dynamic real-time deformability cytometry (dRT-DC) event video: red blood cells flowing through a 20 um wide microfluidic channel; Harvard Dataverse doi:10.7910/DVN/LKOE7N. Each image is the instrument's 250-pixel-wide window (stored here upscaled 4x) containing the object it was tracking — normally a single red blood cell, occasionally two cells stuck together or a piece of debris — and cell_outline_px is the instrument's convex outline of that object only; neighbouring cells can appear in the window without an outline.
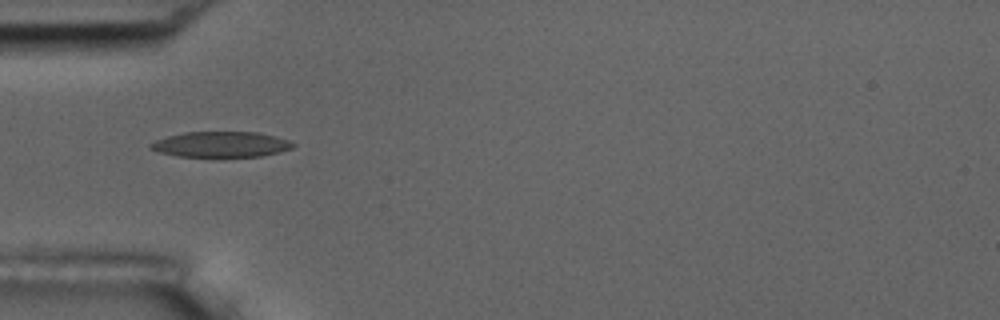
{"species": "common noctule bat (a hibernating species)", "species_latin": "Nyctalus noctula", "temperature_condition": "room temperature", "stored_images_in_passage": 2, "camera_frame_rate_fps": 3000, "um_per_image_px": 0.085, "animal": {"sex": "male", "body_mass_g": 17.5, "forearm_length_mm": 52.3}, "frame": {"image": 1, "passage_image": 1, "time_ms": 0.0, "image_size_px": [1000, 320], "cell_outline_px": [[296, 144], [292, 148], [280, 152], [260, 156], [180, 156], [160, 152], [148, 148], [148, 144], [156, 140], [168, 136], [184, 132], [256, 132], [276, 136], [288, 140]], "centroid_in_image_um": [18.79, 12.26], "position_along_channel_um": 66.2, "area_um2": 21.04}}